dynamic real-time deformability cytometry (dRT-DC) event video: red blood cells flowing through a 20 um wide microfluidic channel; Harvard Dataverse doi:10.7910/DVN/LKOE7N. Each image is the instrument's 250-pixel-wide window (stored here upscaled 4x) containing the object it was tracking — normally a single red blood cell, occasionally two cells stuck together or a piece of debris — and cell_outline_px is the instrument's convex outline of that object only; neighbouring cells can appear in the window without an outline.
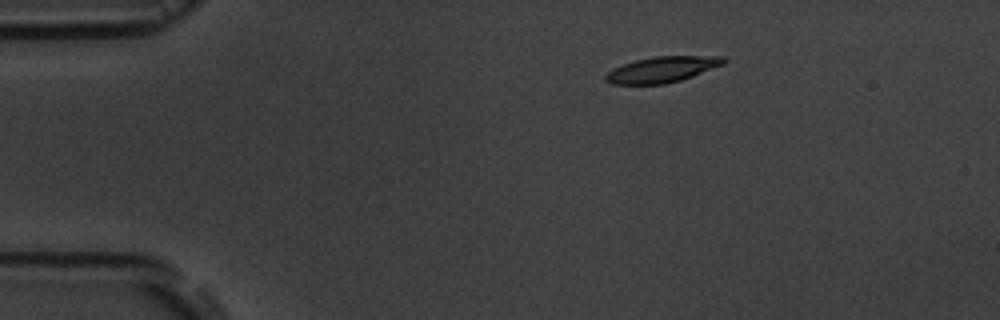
{"species": "common noctule bat (a hibernating species)", "species_latin": "Nyctalus noctula", "temperature_condition": "room temperature", "stored_images_in_passage": 3, "camera_frame_rate_fps": 3000, "um_per_image_px": 0.085, "animal": {"sex": "male", "body_mass_g": 19.5, "forearm_length_mm": 54.6}, "frame": {"image": 1, "passage_image": 1, "time_ms": 0.0, "image_size_px": [1000, 320], "cell_outline_px": [[728, 60], [724, 64], [692, 76], [680, 80], [664, 84], [612, 84], [604, 80], [604, 76], [608, 72], [624, 64], [636, 60], [652, 56], [724, 56]], "centroid_in_image_um": [56.3, 5.9], "position_along_channel_um": 28.7, "area_um2": 17.63}}